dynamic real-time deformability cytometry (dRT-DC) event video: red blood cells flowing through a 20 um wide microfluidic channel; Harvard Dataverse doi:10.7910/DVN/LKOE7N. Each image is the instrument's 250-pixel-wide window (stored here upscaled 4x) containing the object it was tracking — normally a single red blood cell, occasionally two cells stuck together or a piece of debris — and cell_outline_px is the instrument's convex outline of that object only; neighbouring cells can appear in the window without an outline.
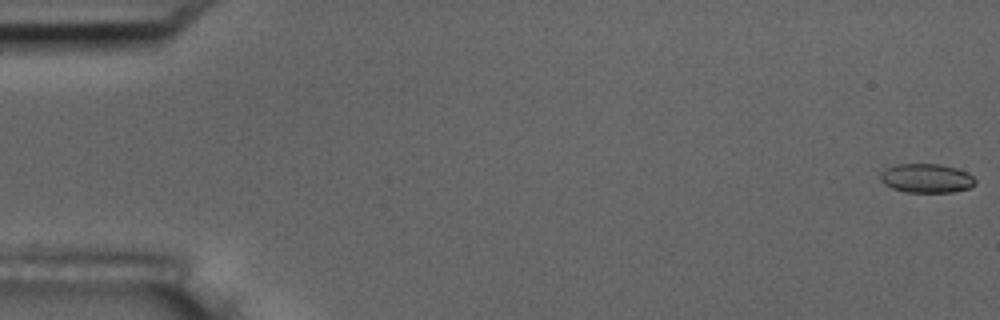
{"species": "common noctule bat (a hibernating species)", "species_latin": "Nyctalus noctula", "temperature_condition": "room temperature", "stored_images_in_passage": 6, "camera_frame_rate_fps": 3000, "um_per_image_px": 0.085, "animal": {"sex": "male", "body_mass_g": 17.5, "forearm_length_mm": 52.3}, "frame": {"image": 1, "passage_image": 1, "time_ms": 0.0, "image_size_px": [1000, 320], "cell_outline_px": [[976, 184], [972, 188], [952, 192], [904, 192], [892, 188], [884, 184], [880, 180], [880, 172], [884, 168], [896, 164], [940, 164], [956, 168], [968, 172], [976, 180]], "centroid_in_image_um": [78.75, 15.15], "position_along_channel_um": 6.3, "area_um2": 16.36}}
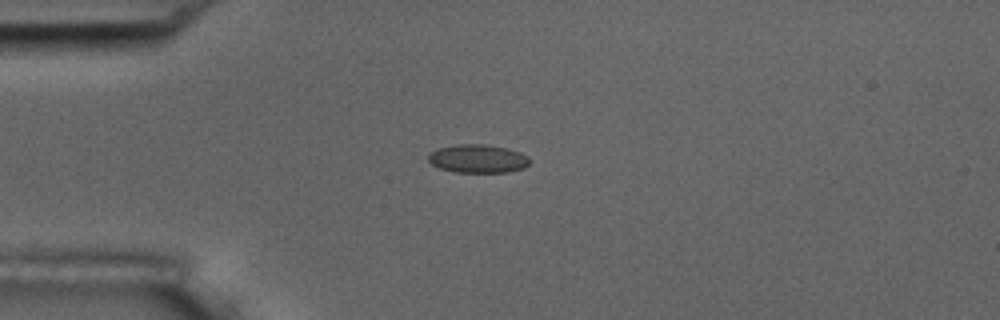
{"frame": {"image": 2, "passage_image": 4, "time_ms": 4.667, "image_size_px": [1000, 320], "cell_outline_px": [[528, 164], [524, 168], [508, 172], [456, 172], [440, 168], [432, 164], [428, 160], [428, 156], [436, 148], [456, 144], [484, 144], [508, 148], [520, 152], [528, 156]], "centroid_in_image_um": [40.61, 13.48], "position_along_channel_um": 44.4, "area_um2": 16.76}}